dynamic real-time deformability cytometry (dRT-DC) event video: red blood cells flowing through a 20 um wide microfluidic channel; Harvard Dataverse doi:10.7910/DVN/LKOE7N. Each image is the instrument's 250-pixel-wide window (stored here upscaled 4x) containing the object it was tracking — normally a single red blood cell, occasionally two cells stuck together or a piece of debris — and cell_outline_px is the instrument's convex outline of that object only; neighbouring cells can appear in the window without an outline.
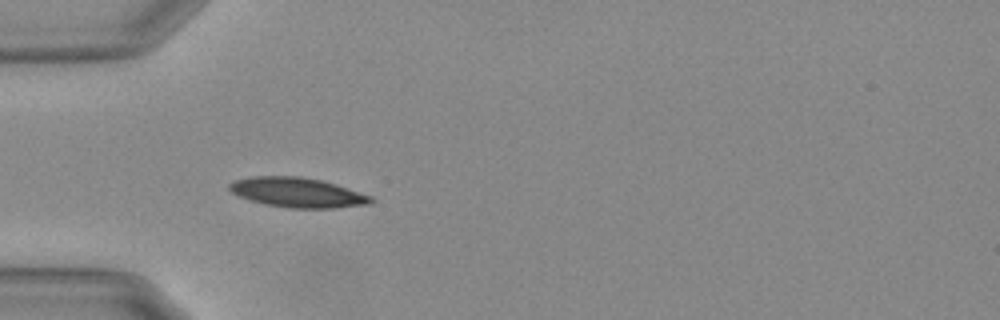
{"species": "Egyptian fruit bat (a non-hibernating species)", "species_latin": "Rousettus aegyptiacus", "temperature_condition": "warm", "stored_images_in_passage": 39, "camera_frame_rate_fps": 3000, "um_per_image_px": 0.085, "animal": {"sex": "female"}, "frame": {"image": 1, "passage_image": 1, "time_ms": 0.0, "image_size_px": [1000, 320], "cell_outline_px": [[376, 200], [372, 204], [336, 208], [292, 208], [264, 204], [240, 196], [232, 192], [228, 188], [228, 184], [236, 180], [252, 176], [300, 176], [320, 180], [336, 184], [372, 196]], "centroid_in_image_um": [25.34, 16.36], "position_along_channel_um": 59.7, "area_um2": 24.57}}
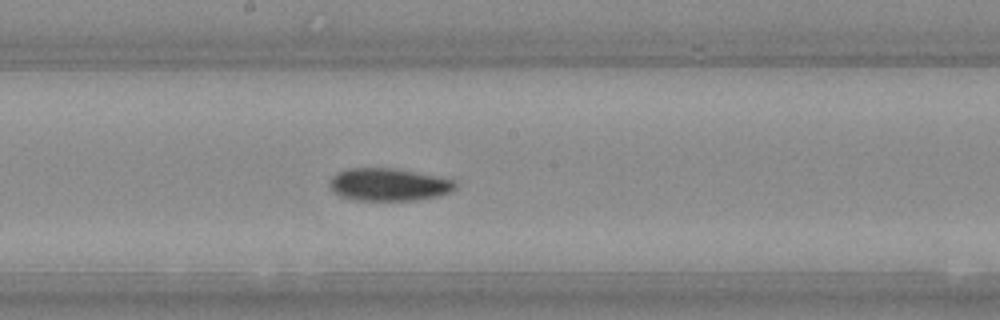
{"frame": {"image": 2, "passage_image": 14, "time_ms": 4.333, "image_size_px": [1000, 320], "cell_outline_px": [[456, 188], [452, 192], [440, 196], [416, 200], [356, 200], [340, 196], [332, 192], [328, 184], [328, 180], [336, 172], [348, 168], [396, 168], [440, 176], [456, 180]], "centroid_in_image_um": [33.05, 15.68], "position_along_channel_um": 215.2, "area_um2": 24.45}}
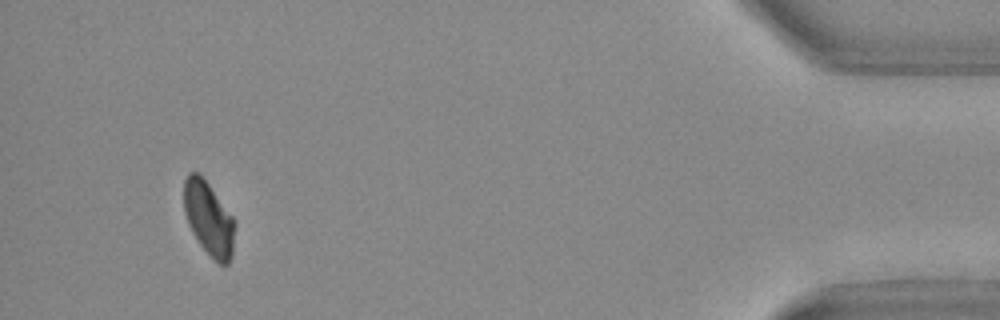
{"frame": {"image": 3, "passage_image": 36, "time_ms": 11.667, "image_size_px": [1000, 320], "cell_outline_px": [[236, 224], [232, 256], [228, 264], [220, 264], [200, 244], [192, 232], [188, 224], [184, 212], [184, 180], [188, 172], [196, 172], [208, 184], [232, 216]], "centroid_in_image_um": [17.74, 18.58], "position_along_channel_um": 417.5, "area_um2": 21.56}, "authors_computed_cell_mechanics": {"area_um2": 23.409, "velocity_mm_per_s": 3.697, "shape_relaxation_time_tau1_ms": 5.0439, "shape_relaxation_time_tau2_ms": null, "deformation_change_tau1": 0.1514, "deformation_change_tau2": null}}